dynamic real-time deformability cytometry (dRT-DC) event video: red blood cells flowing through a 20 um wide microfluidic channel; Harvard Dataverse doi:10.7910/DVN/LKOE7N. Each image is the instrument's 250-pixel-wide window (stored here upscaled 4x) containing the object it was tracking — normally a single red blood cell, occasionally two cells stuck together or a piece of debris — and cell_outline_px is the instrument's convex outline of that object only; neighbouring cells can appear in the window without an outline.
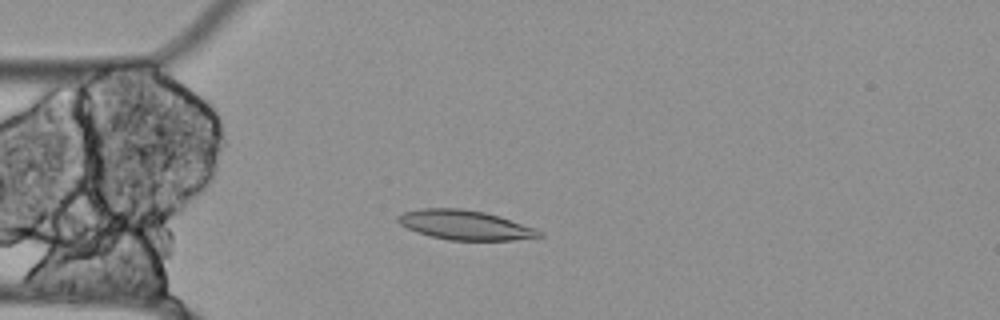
{"species": "Egyptian fruit bat (a non-hibernating species)", "species_latin": "Rousettus aegyptiacus", "temperature_condition": "cold", "stored_images_in_passage": 55, "camera_frame_rate_fps": 3000, "um_per_image_px": 0.085, "animal": {"sex": "female"}, "frame": {"image": 1, "passage_image": 13, "time_ms": 4.0, "image_size_px": [1000, 320], "cell_outline_px": [[544, 236], [512, 240], [448, 240], [416, 232], [400, 224], [396, 220], [396, 216], [404, 212], [420, 208], [460, 208], [484, 212], [500, 216], [536, 228], [544, 232]], "centroid_in_image_um": [39.54, 19.12], "position_along_channel_um": 45.5, "area_um2": 24.39}}
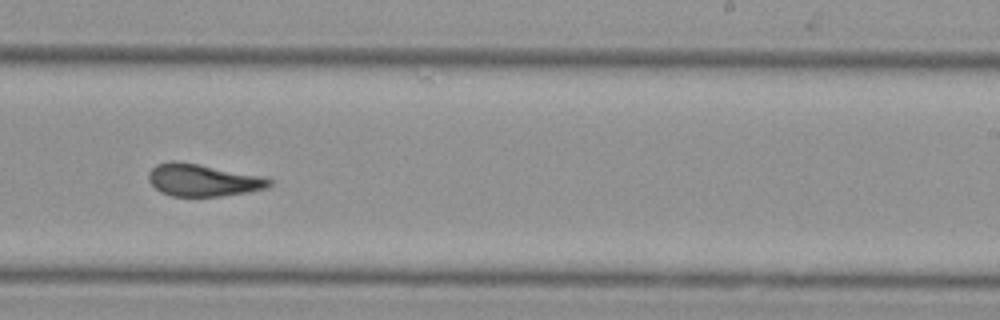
{"frame": {"image": 2, "passage_image": 33, "time_ms": 10.667, "image_size_px": [1000, 320], "cell_outline_px": [[272, 184], [268, 188], [248, 192], [220, 196], [172, 196], [160, 192], [148, 180], [148, 172], [156, 164], [172, 160], [176, 160], [200, 164], [264, 176], [272, 180]], "centroid_in_image_um": [17.25, 15.3], "position_along_channel_um": 271.7, "area_um2": 22.95}}
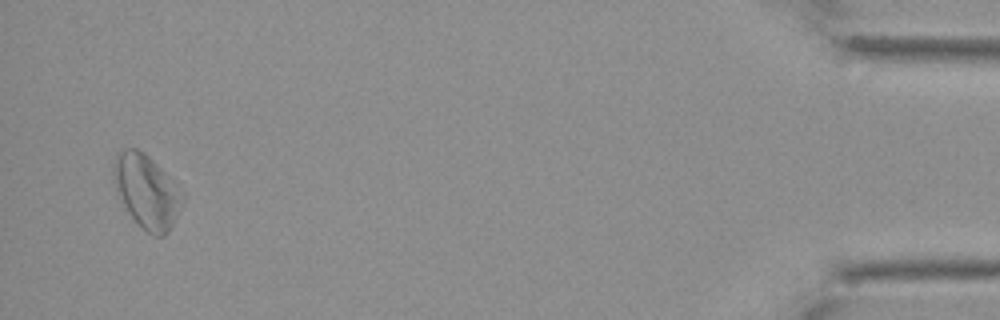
{"frame": {"image": 3, "passage_image": 53, "time_ms": 17.333, "image_size_px": [1000, 320], "cell_outline_px": [[184, 200], [168, 232], [164, 236], [152, 236], [128, 212], [112, 180], [112, 164], [116, 152], [124, 148], [136, 148], [144, 152], [176, 180], [184, 192]], "centroid_in_image_um": [12.48, 16.2], "position_along_channel_um": 422.7, "area_um2": 29.82}, "authors_computed_cell_mechanics": {"area_um2": 23.9292, "velocity_mm_per_s": 3.4764, "shape_relaxation_time_tau1_ms": null, "shape_relaxation_time_tau2_ms": 3.604, "deformation_change_tau1": null, "deformation_change_tau2": 0.1291}}